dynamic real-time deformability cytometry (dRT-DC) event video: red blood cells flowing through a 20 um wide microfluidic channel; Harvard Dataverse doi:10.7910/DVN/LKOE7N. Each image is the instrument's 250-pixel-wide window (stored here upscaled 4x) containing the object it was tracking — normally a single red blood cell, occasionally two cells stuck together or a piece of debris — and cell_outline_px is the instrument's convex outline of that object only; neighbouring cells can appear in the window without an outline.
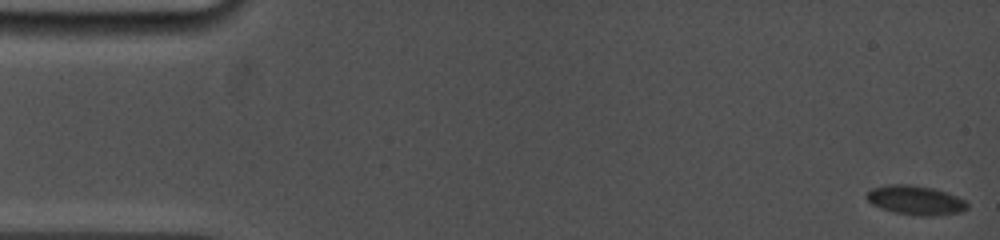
{"species": "common noctule bat (a hibernating species)", "species_latin": "Nyctalus noctula", "temperature_condition": "cold", "stored_images_in_passage": 36, "camera_frame_rate_fps": 5000, "um_per_image_px": 0.085, "animal": {"sex": "female", "body_mass_g": 19.0, "forearm_length_mm": 53.3}, "frame": {"image": 1, "passage_image": 1, "time_ms": 0.0, "image_size_px": [1000, 240], "cell_outline_px": [[968, 208], [960, 212], [936, 216], [920, 216], [896, 212], [880, 208], [872, 204], [864, 196], [872, 188], [888, 184], [908, 184], [932, 188], [956, 196], [964, 200], [968, 204]], "centroid_in_image_um": [77.8, 17.02], "position_along_channel_um": 7.2, "area_um2": 17.05}}
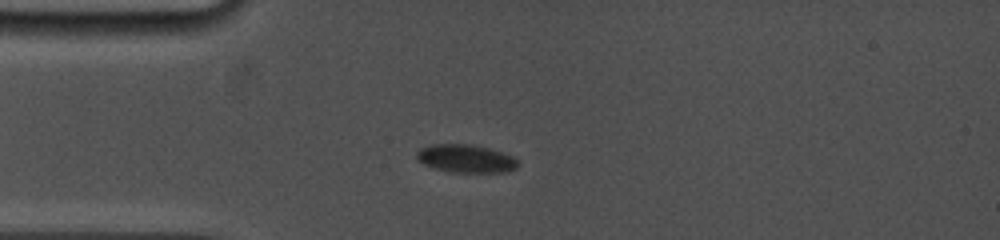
{"frame": {"image": 2, "passage_image": 30, "time_ms": 4.6, "image_size_px": [1000, 240], "cell_outline_px": [[520, 164], [516, 168], [504, 172], [452, 172], [436, 168], [424, 164], [416, 160], [416, 152], [420, 148], [432, 144], [472, 144], [488, 148], [512, 156]], "centroid_in_image_um": [39.57, 13.47], "position_along_channel_um": 45.4, "area_um2": 16.47}}